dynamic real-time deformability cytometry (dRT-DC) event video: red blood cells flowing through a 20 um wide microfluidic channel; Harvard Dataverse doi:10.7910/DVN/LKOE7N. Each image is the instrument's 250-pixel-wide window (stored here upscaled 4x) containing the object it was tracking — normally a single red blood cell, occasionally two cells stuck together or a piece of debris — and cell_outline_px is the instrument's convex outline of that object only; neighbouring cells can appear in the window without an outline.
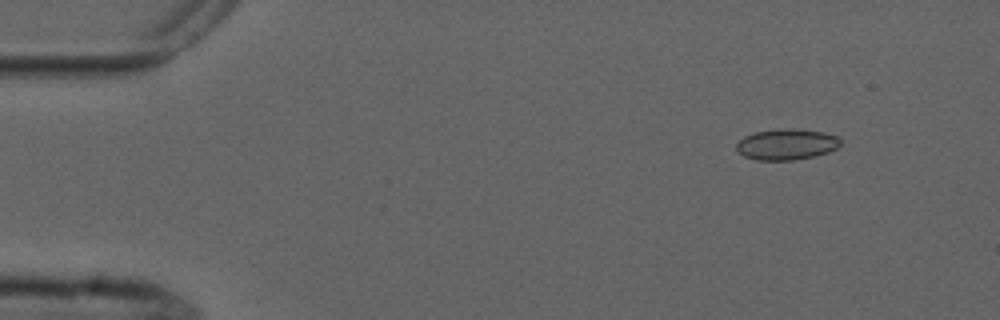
{"species": "common noctule bat (a hibernating species)", "species_latin": "Nyctalus noctula", "temperature_condition": "cold", "stored_images_in_passage": 5, "camera_frame_rate_fps": 3000, "um_per_image_px": 0.085, "animal": {"sex": "male", "forearm_length_mm": 52.5}, "frame": {"image": 1, "passage_image": 2, "time_ms": 1.333, "image_size_px": [1000, 320], "cell_outline_px": [[840, 144], [836, 148], [828, 152], [812, 156], [792, 160], [756, 160], [744, 156], [736, 152], [736, 144], [744, 136], [756, 132], [780, 128], [792, 128], [824, 132], [836, 136], [840, 140]], "centroid_in_image_um": [66.82, 12.26], "position_along_channel_um": 18.2, "area_um2": 18.73}}
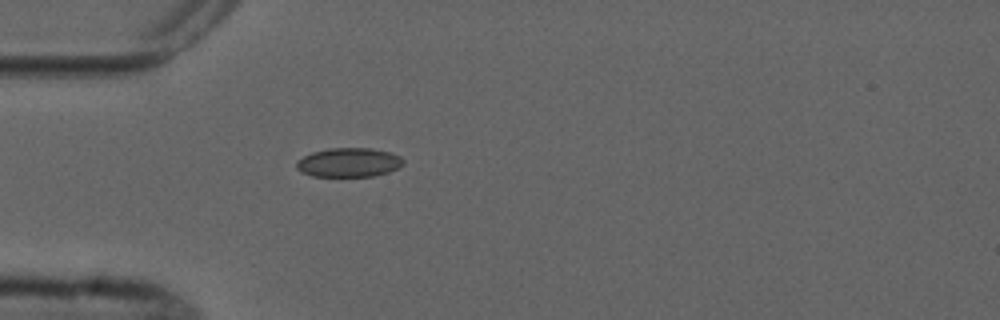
{"frame": {"image": 2, "passage_image": 5, "time_ms": 4.667, "image_size_px": [1000, 320], "cell_outline_px": [[404, 164], [388, 172], [372, 176], [312, 176], [300, 172], [296, 168], [296, 160], [312, 152], [328, 148], [372, 148], [388, 152], [400, 156], [404, 160]], "centroid_in_image_um": [29.62, 13.8], "position_along_channel_um": 55.4, "area_um2": 18.15}}